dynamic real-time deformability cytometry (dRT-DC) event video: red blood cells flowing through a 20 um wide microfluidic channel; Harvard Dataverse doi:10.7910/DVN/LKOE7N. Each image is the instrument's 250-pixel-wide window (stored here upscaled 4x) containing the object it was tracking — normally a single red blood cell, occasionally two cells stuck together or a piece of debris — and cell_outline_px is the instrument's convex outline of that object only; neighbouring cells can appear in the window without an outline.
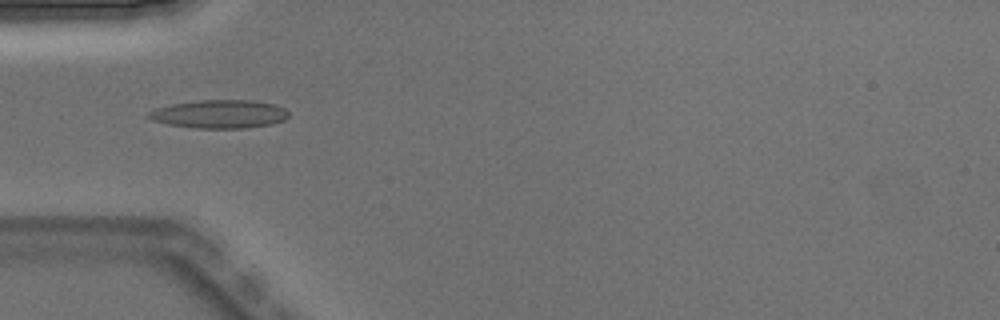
{"species": "Egyptian fruit bat (a non-hibernating species)", "species_latin": "Rousettus aegyptiacus", "temperature_condition": "warm", "stored_images_in_passage": 4, "camera_frame_rate_fps": 3000, "um_per_image_px": 0.085, "animal": {"sex": "male"}, "frame": {"image": 1, "passage_image": 4, "time_ms": 1.0, "image_size_px": [1000, 320], "cell_outline_px": [[288, 116], [284, 120], [272, 124], [244, 128], [196, 128], [168, 124], [152, 120], [144, 116], [148, 112], [156, 108], [172, 104], [196, 100], [252, 100], [276, 104], [284, 108], [288, 112]], "centroid_in_image_um": [18.64, 9.69], "position_along_channel_um": 66.4, "area_um2": 23.24}}